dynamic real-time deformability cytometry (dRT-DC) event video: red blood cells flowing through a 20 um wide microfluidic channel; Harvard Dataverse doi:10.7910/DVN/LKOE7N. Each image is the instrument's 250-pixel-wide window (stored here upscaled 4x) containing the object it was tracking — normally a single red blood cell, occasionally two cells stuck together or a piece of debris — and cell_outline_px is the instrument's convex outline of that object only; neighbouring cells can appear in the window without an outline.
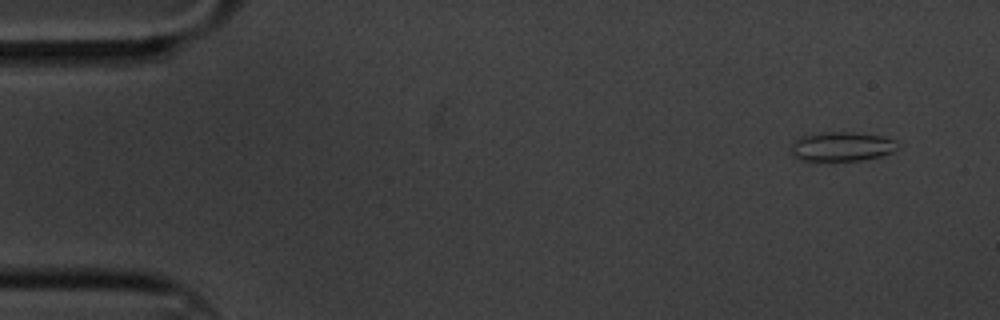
{"species": "common noctule bat (a hibernating species)", "species_latin": "Nyctalus noctula", "temperature_condition": "cold", "stored_images_in_passage": 5, "camera_frame_rate_fps": 3000, "um_per_image_px": 0.085, "animal": {"sex": "male", "body_mass_g": 20.1, "forearm_length_mm": 53.5}, "frame": {"image": 1, "passage_image": 1, "time_ms": 0.0, "image_size_px": [1000, 320], "cell_outline_px": [[896, 148], [892, 152], [880, 156], [864, 160], [796, 160], [792, 152], [792, 140], [800, 136], [824, 132], [852, 132], [884, 136], [896, 140]], "centroid_in_image_um": [71.52, 12.44], "position_along_channel_um": 13.5, "area_um2": 18.21}}
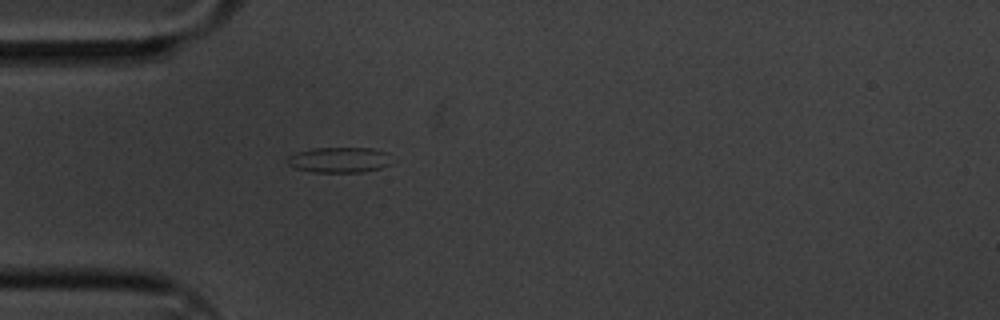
{"frame": {"image": 2, "passage_image": 5, "time_ms": 1.333, "image_size_px": [1000, 320], "cell_outline_px": [[392, 164], [380, 168], [360, 172], [316, 172], [296, 168], [288, 164], [288, 156], [296, 152], [312, 148], [372, 148], [388, 152]], "centroid_in_image_um": [28.87, 13.58], "position_along_channel_um": 56.1, "area_um2": 15.49}}